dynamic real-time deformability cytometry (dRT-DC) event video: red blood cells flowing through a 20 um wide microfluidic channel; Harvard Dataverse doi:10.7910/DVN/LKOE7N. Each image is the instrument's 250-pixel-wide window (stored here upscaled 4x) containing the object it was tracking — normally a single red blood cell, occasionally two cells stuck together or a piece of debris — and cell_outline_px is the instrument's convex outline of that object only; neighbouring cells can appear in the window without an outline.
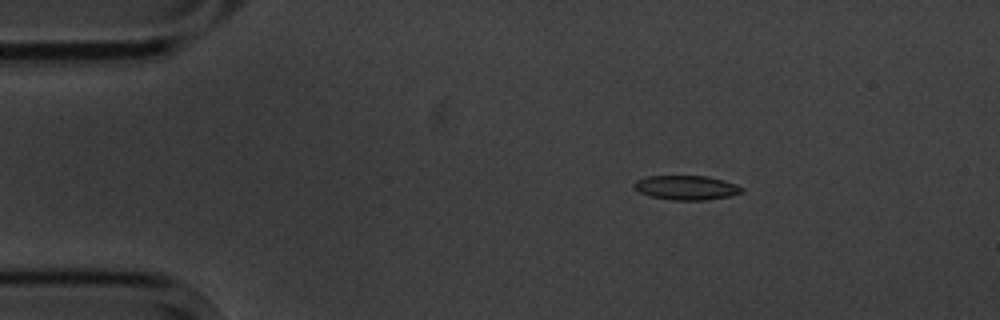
{"species": "common noctule bat (a hibernating species)", "species_latin": "Nyctalus noctula", "temperature_condition": "cold", "stored_images_in_passage": 3, "camera_frame_rate_fps": 3000, "um_per_image_px": 0.085, "animal": {"sex": "male", "body_mass_g": 20.1, "forearm_length_mm": 53.5}, "frame": {"image": 1, "passage_image": 1, "time_ms": 0.0, "image_size_px": [1000, 320], "cell_outline_px": [[744, 192], [728, 196], [704, 200], [672, 200], [652, 196], [640, 192], [632, 184], [636, 180], [648, 176], [708, 176], [724, 180], [736, 184], [744, 188]], "centroid_in_image_um": [58.37, 15.94], "position_along_channel_um": 26.6, "area_um2": 15.2}}